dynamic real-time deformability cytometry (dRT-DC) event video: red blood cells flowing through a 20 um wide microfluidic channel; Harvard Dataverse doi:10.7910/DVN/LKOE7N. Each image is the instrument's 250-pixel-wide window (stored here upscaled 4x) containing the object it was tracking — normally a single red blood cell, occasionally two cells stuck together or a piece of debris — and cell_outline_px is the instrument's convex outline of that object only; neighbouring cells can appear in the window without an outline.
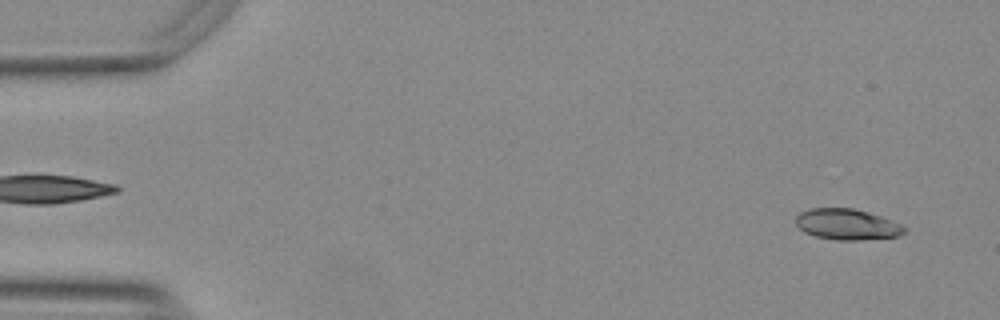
{"species": "Egyptian fruit bat (a non-hibernating species)", "species_latin": "Rousettus aegyptiacus", "temperature_condition": "warm", "stored_images_in_passage": 54, "camera_frame_rate_fps": 3000, "um_per_image_px": 0.085, "animal": {"sex": "female"}, "frame": {"image": 1, "passage_image": 3, "time_ms": 0.667, "image_size_px": [1000, 320], "cell_outline_px": [[908, 228], [900, 236], [860, 240], [836, 240], [816, 236], [804, 232], [796, 224], [796, 216], [800, 212], [808, 208], [852, 208], [880, 216], [900, 224]], "centroid_in_image_um": [71.99, 19.07], "position_along_channel_um": 13.0, "area_um2": 19.48}}
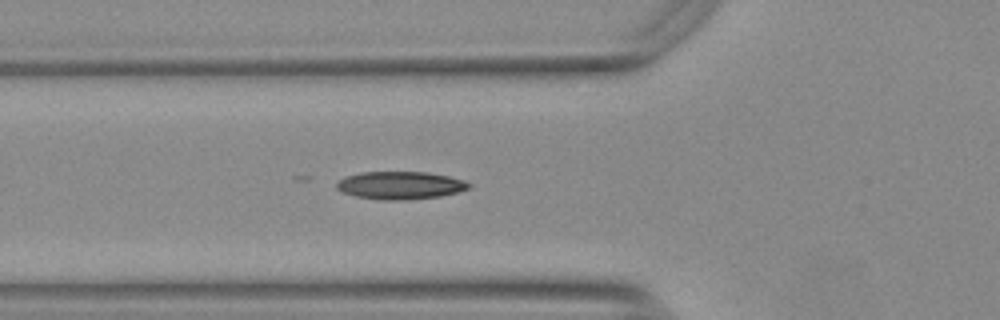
{"frame": {"image": 2, "passage_image": 19, "time_ms": 6.0, "image_size_px": [1000, 320], "cell_outline_px": [[472, 188], [440, 196], [404, 200], [380, 200], [356, 196], [344, 192], [336, 188], [336, 184], [340, 180], [348, 176], [360, 172], [428, 172], [448, 176], [464, 180], [472, 184]], "centroid_in_image_um": [34.06, 15.75], "position_along_channel_um": 91.7, "area_um2": 21.33}}
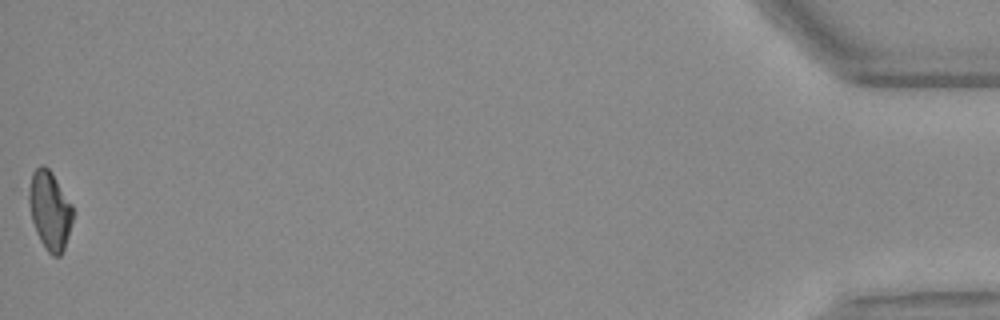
{"frame": {"image": 3, "passage_image": 54, "time_ms": 17.667, "image_size_px": [1000, 320], "cell_outline_px": [[72, 220], [68, 236], [64, 248], [60, 256], [52, 256], [48, 252], [40, 240], [36, 232], [32, 220], [28, 200], [28, 192], [32, 172], [40, 164], [44, 164], [52, 172], [72, 204]], "centroid_in_image_um": [4.22, 17.85], "position_along_channel_um": 431.0, "area_um2": 20.06}}